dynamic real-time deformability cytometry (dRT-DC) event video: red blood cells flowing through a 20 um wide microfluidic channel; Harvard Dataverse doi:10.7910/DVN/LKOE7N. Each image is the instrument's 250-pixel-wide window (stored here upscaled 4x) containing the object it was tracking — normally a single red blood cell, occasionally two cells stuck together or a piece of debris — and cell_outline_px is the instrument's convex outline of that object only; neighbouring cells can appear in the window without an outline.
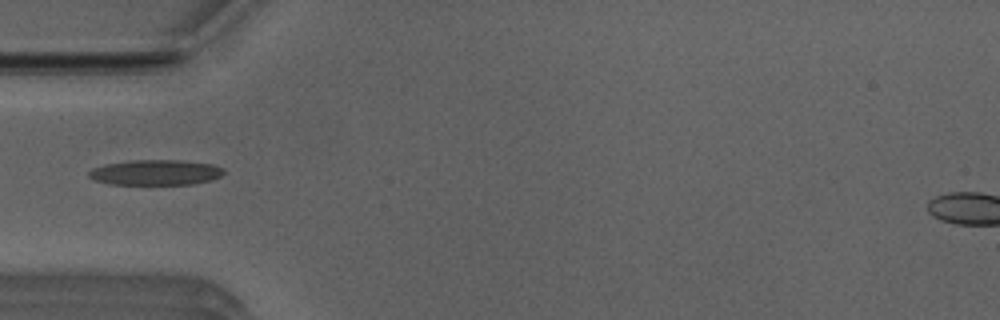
{"species": "Egyptian fruit bat (a non-hibernating species)", "species_latin": "Rousettus aegyptiacus", "temperature_condition": "room temperature", "stored_images_in_passage": 36, "camera_frame_rate_fps": 3000, "um_per_image_px": 0.085, "animal": {"sex": "male"}, "frame": {"image": 1, "passage_image": 1, "time_ms": 0.0, "image_size_px": [1000, 320], "cell_outline_px": [[224, 172], [220, 176], [212, 180], [196, 184], [108, 184], [96, 180], [88, 176], [88, 172], [92, 168], [104, 164], [128, 160], [180, 160], [212, 164], [224, 168]], "centroid_in_image_um": [13.22, 14.65], "position_along_channel_um": 71.8, "area_um2": 20.06}}
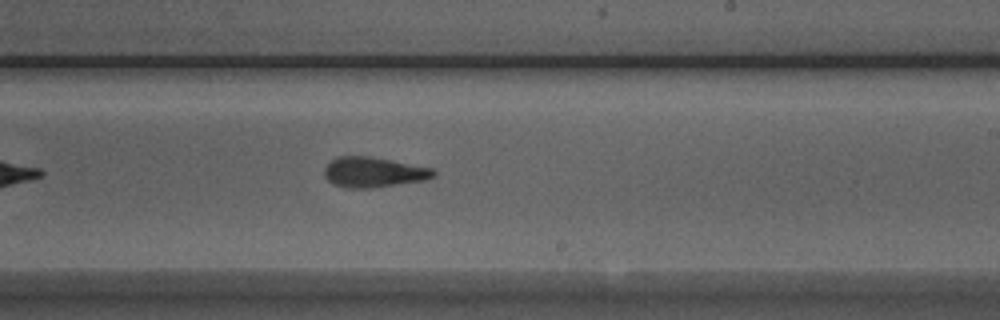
{"frame": {"image": 2, "passage_image": 15, "time_ms": 4.667, "image_size_px": [1000, 320], "cell_outline_px": [[436, 176], [424, 180], [372, 188], [352, 188], [332, 184], [324, 176], [324, 168], [336, 156], [372, 156], [432, 168], [436, 172]], "centroid_in_image_um": [31.75, 14.63], "position_along_channel_um": 257.3, "area_um2": 19.25}}
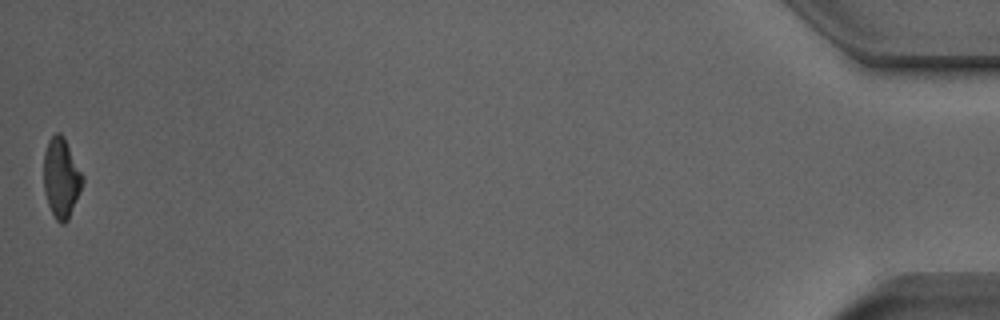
{"frame": {"image": 3, "passage_image": 36, "time_ms": 11.667, "image_size_px": [1000, 320], "cell_outline_px": [[84, 180], [80, 192], [68, 220], [64, 224], [60, 224], [56, 220], [48, 204], [44, 192], [44, 152], [48, 140], [56, 132], [60, 132], [64, 136], [84, 176]], "centroid_in_image_um": [5.21, 15.11], "position_along_channel_um": 430.0, "area_um2": 18.21}}